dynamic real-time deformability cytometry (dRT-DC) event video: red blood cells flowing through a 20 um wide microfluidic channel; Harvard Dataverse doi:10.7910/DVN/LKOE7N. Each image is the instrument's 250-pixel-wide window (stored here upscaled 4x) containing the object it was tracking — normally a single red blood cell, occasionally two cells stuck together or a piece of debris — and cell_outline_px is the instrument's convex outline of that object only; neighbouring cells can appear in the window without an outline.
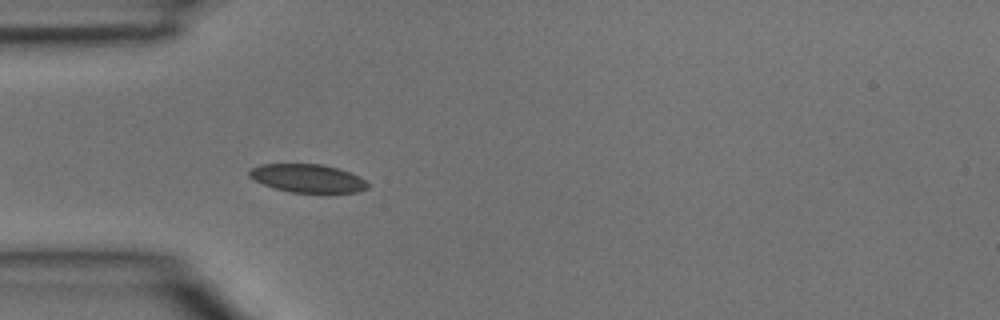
{"species": "common noctule bat (a hibernating species)", "species_latin": "Nyctalus noctula", "temperature_condition": "room temperature", "stored_images_in_passage": 5, "camera_frame_rate_fps": 3000, "um_per_image_px": 0.085, "animal": {"sex": "male", "body_mass_g": 15.6}, "frame": {"image": 1, "passage_image": 5, "time_ms": 1.333, "image_size_px": [1000, 320], "cell_outline_px": [[372, 184], [368, 188], [356, 192], [292, 192], [276, 188], [264, 184], [248, 176], [248, 168], [260, 164], [320, 164], [336, 168], [360, 176]], "centroid_in_image_um": [26.16, 15.14], "position_along_channel_um": 58.8, "area_um2": 19.42}}